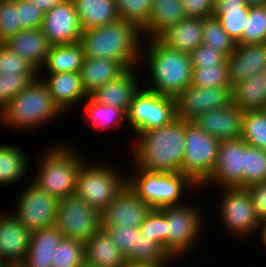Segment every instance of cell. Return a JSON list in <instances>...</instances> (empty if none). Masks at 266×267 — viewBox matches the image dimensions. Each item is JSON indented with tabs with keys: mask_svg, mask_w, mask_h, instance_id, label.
Returning a JSON list of instances; mask_svg holds the SVG:
<instances>
[{
	"mask_svg": "<svg viewBox=\"0 0 266 267\" xmlns=\"http://www.w3.org/2000/svg\"><path fill=\"white\" fill-rule=\"evenodd\" d=\"M140 66L127 69L118 78L96 89L89 96L96 102L114 106L127 113L134 95L141 89L137 70Z\"/></svg>",
	"mask_w": 266,
	"mask_h": 267,
	"instance_id": "21",
	"label": "cell"
},
{
	"mask_svg": "<svg viewBox=\"0 0 266 267\" xmlns=\"http://www.w3.org/2000/svg\"><path fill=\"white\" fill-rule=\"evenodd\" d=\"M23 148L12 144H0V186H9L24 180L29 172L30 160Z\"/></svg>",
	"mask_w": 266,
	"mask_h": 267,
	"instance_id": "32",
	"label": "cell"
},
{
	"mask_svg": "<svg viewBox=\"0 0 266 267\" xmlns=\"http://www.w3.org/2000/svg\"><path fill=\"white\" fill-rule=\"evenodd\" d=\"M22 30L16 0H0V44H4Z\"/></svg>",
	"mask_w": 266,
	"mask_h": 267,
	"instance_id": "43",
	"label": "cell"
},
{
	"mask_svg": "<svg viewBox=\"0 0 266 267\" xmlns=\"http://www.w3.org/2000/svg\"><path fill=\"white\" fill-rule=\"evenodd\" d=\"M245 143L242 138L220 142L217 163L201 189L210 185L218 188H244Z\"/></svg>",
	"mask_w": 266,
	"mask_h": 267,
	"instance_id": "15",
	"label": "cell"
},
{
	"mask_svg": "<svg viewBox=\"0 0 266 267\" xmlns=\"http://www.w3.org/2000/svg\"><path fill=\"white\" fill-rule=\"evenodd\" d=\"M7 267H20V266H11V265H8Z\"/></svg>",
	"mask_w": 266,
	"mask_h": 267,
	"instance_id": "59",
	"label": "cell"
},
{
	"mask_svg": "<svg viewBox=\"0 0 266 267\" xmlns=\"http://www.w3.org/2000/svg\"><path fill=\"white\" fill-rule=\"evenodd\" d=\"M83 31L113 23L119 18L115 0H72Z\"/></svg>",
	"mask_w": 266,
	"mask_h": 267,
	"instance_id": "30",
	"label": "cell"
},
{
	"mask_svg": "<svg viewBox=\"0 0 266 267\" xmlns=\"http://www.w3.org/2000/svg\"><path fill=\"white\" fill-rule=\"evenodd\" d=\"M83 102V118L87 124L94 126L98 131H109L124 126L126 113L114 106L100 104L90 96ZM85 112V113H84Z\"/></svg>",
	"mask_w": 266,
	"mask_h": 267,
	"instance_id": "33",
	"label": "cell"
},
{
	"mask_svg": "<svg viewBox=\"0 0 266 267\" xmlns=\"http://www.w3.org/2000/svg\"><path fill=\"white\" fill-rule=\"evenodd\" d=\"M51 267H82L85 264V243L62 238L54 251Z\"/></svg>",
	"mask_w": 266,
	"mask_h": 267,
	"instance_id": "37",
	"label": "cell"
},
{
	"mask_svg": "<svg viewBox=\"0 0 266 267\" xmlns=\"http://www.w3.org/2000/svg\"><path fill=\"white\" fill-rule=\"evenodd\" d=\"M188 122L176 117L160 128L136 134L130 146L132 164L149 172H181Z\"/></svg>",
	"mask_w": 266,
	"mask_h": 267,
	"instance_id": "1",
	"label": "cell"
},
{
	"mask_svg": "<svg viewBox=\"0 0 266 267\" xmlns=\"http://www.w3.org/2000/svg\"><path fill=\"white\" fill-rule=\"evenodd\" d=\"M261 224L266 222V181L246 187Z\"/></svg>",
	"mask_w": 266,
	"mask_h": 267,
	"instance_id": "51",
	"label": "cell"
},
{
	"mask_svg": "<svg viewBox=\"0 0 266 267\" xmlns=\"http://www.w3.org/2000/svg\"><path fill=\"white\" fill-rule=\"evenodd\" d=\"M144 40L136 24L118 19L82 31L80 43L86 57L116 60L129 69L141 64Z\"/></svg>",
	"mask_w": 266,
	"mask_h": 267,
	"instance_id": "2",
	"label": "cell"
},
{
	"mask_svg": "<svg viewBox=\"0 0 266 267\" xmlns=\"http://www.w3.org/2000/svg\"><path fill=\"white\" fill-rule=\"evenodd\" d=\"M266 181V151L244 144V188Z\"/></svg>",
	"mask_w": 266,
	"mask_h": 267,
	"instance_id": "39",
	"label": "cell"
},
{
	"mask_svg": "<svg viewBox=\"0 0 266 267\" xmlns=\"http://www.w3.org/2000/svg\"><path fill=\"white\" fill-rule=\"evenodd\" d=\"M132 166L135 171L127 174V186L152 209L183 204V195L187 188H190V192L191 188L194 191L196 188L199 190L198 186L181 172H149L139 169L135 164Z\"/></svg>",
	"mask_w": 266,
	"mask_h": 267,
	"instance_id": "6",
	"label": "cell"
},
{
	"mask_svg": "<svg viewBox=\"0 0 266 267\" xmlns=\"http://www.w3.org/2000/svg\"><path fill=\"white\" fill-rule=\"evenodd\" d=\"M63 238L56 225L31 233L27 254L20 267H51L54 251Z\"/></svg>",
	"mask_w": 266,
	"mask_h": 267,
	"instance_id": "25",
	"label": "cell"
},
{
	"mask_svg": "<svg viewBox=\"0 0 266 267\" xmlns=\"http://www.w3.org/2000/svg\"><path fill=\"white\" fill-rule=\"evenodd\" d=\"M12 52L24 58L38 72L43 66L51 44L38 29H23L4 43Z\"/></svg>",
	"mask_w": 266,
	"mask_h": 267,
	"instance_id": "23",
	"label": "cell"
},
{
	"mask_svg": "<svg viewBox=\"0 0 266 267\" xmlns=\"http://www.w3.org/2000/svg\"><path fill=\"white\" fill-rule=\"evenodd\" d=\"M243 114L244 111L231 103L226 107L209 110L191 122L220 141L233 140L241 138Z\"/></svg>",
	"mask_w": 266,
	"mask_h": 267,
	"instance_id": "18",
	"label": "cell"
},
{
	"mask_svg": "<svg viewBox=\"0 0 266 267\" xmlns=\"http://www.w3.org/2000/svg\"><path fill=\"white\" fill-rule=\"evenodd\" d=\"M266 42V6H250L241 37L236 44Z\"/></svg>",
	"mask_w": 266,
	"mask_h": 267,
	"instance_id": "38",
	"label": "cell"
},
{
	"mask_svg": "<svg viewBox=\"0 0 266 267\" xmlns=\"http://www.w3.org/2000/svg\"><path fill=\"white\" fill-rule=\"evenodd\" d=\"M119 18L136 24L141 30L146 26L153 0H115Z\"/></svg>",
	"mask_w": 266,
	"mask_h": 267,
	"instance_id": "42",
	"label": "cell"
},
{
	"mask_svg": "<svg viewBox=\"0 0 266 267\" xmlns=\"http://www.w3.org/2000/svg\"><path fill=\"white\" fill-rule=\"evenodd\" d=\"M33 3V5L45 14L51 9H53L56 5L62 4L67 0H29Z\"/></svg>",
	"mask_w": 266,
	"mask_h": 267,
	"instance_id": "53",
	"label": "cell"
},
{
	"mask_svg": "<svg viewBox=\"0 0 266 267\" xmlns=\"http://www.w3.org/2000/svg\"><path fill=\"white\" fill-rule=\"evenodd\" d=\"M228 78L233 86L251 77L259 69L266 68V42L236 44L235 50L226 57Z\"/></svg>",
	"mask_w": 266,
	"mask_h": 267,
	"instance_id": "22",
	"label": "cell"
},
{
	"mask_svg": "<svg viewBox=\"0 0 266 267\" xmlns=\"http://www.w3.org/2000/svg\"><path fill=\"white\" fill-rule=\"evenodd\" d=\"M185 17L181 0H153L150 17L142 29L144 39L157 38L168 27Z\"/></svg>",
	"mask_w": 266,
	"mask_h": 267,
	"instance_id": "29",
	"label": "cell"
},
{
	"mask_svg": "<svg viewBox=\"0 0 266 267\" xmlns=\"http://www.w3.org/2000/svg\"><path fill=\"white\" fill-rule=\"evenodd\" d=\"M31 232L11 213L0 212V260L19 266L30 244Z\"/></svg>",
	"mask_w": 266,
	"mask_h": 267,
	"instance_id": "19",
	"label": "cell"
},
{
	"mask_svg": "<svg viewBox=\"0 0 266 267\" xmlns=\"http://www.w3.org/2000/svg\"><path fill=\"white\" fill-rule=\"evenodd\" d=\"M250 7L246 0H215V9H241Z\"/></svg>",
	"mask_w": 266,
	"mask_h": 267,
	"instance_id": "52",
	"label": "cell"
},
{
	"mask_svg": "<svg viewBox=\"0 0 266 267\" xmlns=\"http://www.w3.org/2000/svg\"><path fill=\"white\" fill-rule=\"evenodd\" d=\"M40 29L51 45L80 42L83 30L73 1L67 0L45 13Z\"/></svg>",
	"mask_w": 266,
	"mask_h": 267,
	"instance_id": "17",
	"label": "cell"
},
{
	"mask_svg": "<svg viewBox=\"0 0 266 267\" xmlns=\"http://www.w3.org/2000/svg\"><path fill=\"white\" fill-rule=\"evenodd\" d=\"M203 19L185 17L168 27L157 39L167 48L190 54L203 44Z\"/></svg>",
	"mask_w": 266,
	"mask_h": 267,
	"instance_id": "24",
	"label": "cell"
},
{
	"mask_svg": "<svg viewBox=\"0 0 266 267\" xmlns=\"http://www.w3.org/2000/svg\"><path fill=\"white\" fill-rule=\"evenodd\" d=\"M202 35L203 44L223 53L226 57L235 50L236 41L227 34L214 16L203 19Z\"/></svg>",
	"mask_w": 266,
	"mask_h": 267,
	"instance_id": "36",
	"label": "cell"
},
{
	"mask_svg": "<svg viewBox=\"0 0 266 267\" xmlns=\"http://www.w3.org/2000/svg\"><path fill=\"white\" fill-rule=\"evenodd\" d=\"M141 85L126 113V122L134 135L160 128L176 118L175 98L152 92Z\"/></svg>",
	"mask_w": 266,
	"mask_h": 267,
	"instance_id": "11",
	"label": "cell"
},
{
	"mask_svg": "<svg viewBox=\"0 0 266 267\" xmlns=\"http://www.w3.org/2000/svg\"><path fill=\"white\" fill-rule=\"evenodd\" d=\"M139 227H108L101 228L105 230L119 251L127 258L130 251L136 245L137 229Z\"/></svg>",
	"mask_w": 266,
	"mask_h": 267,
	"instance_id": "47",
	"label": "cell"
},
{
	"mask_svg": "<svg viewBox=\"0 0 266 267\" xmlns=\"http://www.w3.org/2000/svg\"><path fill=\"white\" fill-rule=\"evenodd\" d=\"M217 213L220 223L232 237L248 240L261 233L262 224L257 217L250 194L246 188H220ZM222 191V192H221ZM259 231V232H258ZM258 232V233H257ZM234 235V236H233Z\"/></svg>",
	"mask_w": 266,
	"mask_h": 267,
	"instance_id": "9",
	"label": "cell"
},
{
	"mask_svg": "<svg viewBox=\"0 0 266 267\" xmlns=\"http://www.w3.org/2000/svg\"><path fill=\"white\" fill-rule=\"evenodd\" d=\"M16 197V209L11 214L31 233L53 226L58 199L39 189L31 181L24 184Z\"/></svg>",
	"mask_w": 266,
	"mask_h": 267,
	"instance_id": "13",
	"label": "cell"
},
{
	"mask_svg": "<svg viewBox=\"0 0 266 267\" xmlns=\"http://www.w3.org/2000/svg\"><path fill=\"white\" fill-rule=\"evenodd\" d=\"M248 6H266V0H246Z\"/></svg>",
	"mask_w": 266,
	"mask_h": 267,
	"instance_id": "55",
	"label": "cell"
},
{
	"mask_svg": "<svg viewBox=\"0 0 266 267\" xmlns=\"http://www.w3.org/2000/svg\"><path fill=\"white\" fill-rule=\"evenodd\" d=\"M192 68L197 66H209L213 64H222L226 61V56L215 49L201 44L190 54Z\"/></svg>",
	"mask_w": 266,
	"mask_h": 267,
	"instance_id": "49",
	"label": "cell"
},
{
	"mask_svg": "<svg viewBox=\"0 0 266 267\" xmlns=\"http://www.w3.org/2000/svg\"><path fill=\"white\" fill-rule=\"evenodd\" d=\"M139 229L168 253L167 207L152 209Z\"/></svg>",
	"mask_w": 266,
	"mask_h": 267,
	"instance_id": "41",
	"label": "cell"
},
{
	"mask_svg": "<svg viewBox=\"0 0 266 267\" xmlns=\"http://www.w3.org/2000/svg\"><path fill=\"white\" fill-rule=\"evenodd\" d=\"M126 70L116 60L85 57L79 73L83 87L89 96L96 89L118 78Z\"/></svg>",
	"mask_w": 266,
	"mask_h": 267,
	"instance_id": "28",
	"label": "cell"
},
{
	"mask_svg": "<svg viewBox=\"0 0 266 267\" xmlns=\"http://www.w3.org/2000/svg\"><path fill=\"white\" fill-rule=\"evenodd\" d=\"M260 237V242L263 244L264 248L266 249V222H264L262 224V227H261V233L260 235L258 236V238Z\"/></svg>",
	"mask_w": 266,
	"mask_h": 267,
	"instance_id": "54",
	"label": "cell"
},
{
	"mask_svg": "<svg viewBox=\"0 0 266 267\" xmlns=\"http://www.w3.org/2000/svg\"><path fill=\"white\" fill-rule=\"evenodd\" d=\"M191 85L207 88L232 86L228 78L227 62L193 68Z\"/></svg>",
	"mask_w": 266,
	"mask_h": 267,
	"instance_id": "40",
	"label": "cell"
},
{
	"mask_svg": "<svg viewBox=\"0 0 266 267\" xmlns=\"http://www.w3.org/2000/svg\"><path fill=\"white\" fill-rule=\"evenodd\" d=\"M220 140L189 121L186 124L185 153L181 173L200 187L208 180L218 158Z\"/></svg>",
	"mask_w": 266,
	"mask_h": 267,
	"instance_id": "10",
	"label": "cell"
},
{
	"mask_svg": "<svg viewBox=\"0 0 266 267\" xmlns=\"http://www.w3.org/2000/svg\"><path fill=\"white\" fill-rule=\"evenodd\" d=\"M82 267H91V266H88V265L84 264Z\"/></svg>",
	"mask_w": 266,
	"mask_h": 267,
	"instance_id": "58",
	"label": "cell"
},
{
	"mask_svg": "<svg viewBox=\"0 0 266 267\" xmlns=\"http://www.w3.org/2000/svg\"><path fill=\"white\" fill-rule=\"evenodd\" d=\"M152 207L128 186L101 212V228L140 227Z\"/></svg>",
	"mask_w": 266,
	"mask_h": 267,
	"instance_id": "16",
	"label": "cell"
},
{
	"mask_svg": "<svg viewBox=\"0 0 266 267\" xmlns=\"http://www.w3.org/2000/svg\"><path fill=\"white\" fill-rule=\"evenodd\" d=\"M140 60L151 80L150 86L143 87L152 92L175 98L191 85L193 68L186 52L167 48L157 38H149L144 40Z\"/></svg>",
	"mask_w": 266,
	"mask_h": 267,
	"instance_id": "3",
	"label": "cell"
},
{
	"mask_svg": "<svg viewBox=\"0 0 266 267\" xmlns=\"http://www.w3.org/2000/svg\"><path fill=\"white\" fill-rule=\"evenodd\" d=\"M232 103V86H188L175 97L176 117L192 121L197 116Z\"/></svg>",
	"mask_w": 266,
	"mask_h": 267,
	"instance_id": "14",
	"label": "cell"
},
{
	"mask_svg": "<svg viewBox=\"0 0 266 267\" xmlns=\"http://www.w3.org/2000/svg\"><path fill=\"white\" fill-rule=\"evenodd\" d=\"M19 6V22L22 29H38L42 26L44 14L29 0H16Z\"/></svg>",
	"mask_w": 266,
	"mask_h": 267,
	"instance_id": "48",
	"label": "cell"
},
{
	"mask_svg": "<svg viewBox=\"0 0 266 267\" xmlns=\"http://www.w3.org/2000/svg\"><path fill=\"white\" fill-rule=\"evenodd\" d=\"M241 138L248 145L266 151V109L244 112Z\"/></svg>",
	"mask_w": 266,
	"mask_h": 267,
	"instance_id": "35",
	"label": "cell"
},
{
	"mask_svg": "<svg viewBox=\"0 0 266 267\" xmlns=\"http://www.w3.org/2000/svg\"><path fill=\"white\" fill-rule=\"evenodd\" d=\"M192 204L167 206L168 254L176 261L190 254L204 236V212Z\"/></svg>",
	"mask_w": 266,
	"mask_h": 267,
	"instance_id": "8",
	"label": "cell"
},
{
	"mask_svg": "<svg viewBox=\"0 0 266 267\" xmlns=\"http://www.w3.org/2000/svg\"><path fill=\"white\" fill-rule=\"evenodd\" d=\"M85 264L91 267H127L126 257L109 234L100 229L85 243Z\"/></svg>",
	"mask_w": 266,
	"mask_h": 267,
	"instance_id": "26",
	"label": "cell"
},
{
	"mask_svg": "<svg viewBox=\"0 0 266 267\" xmlns=\"http://www.w3.org/2000/svg\"><path fill=\"white\" fill-rule=\"evenodd\" d=\"M173 263L171 264H161V265H130L128 264L127 267H171L169 265H172Z\"/></svg>",
	"mask_w": 266,
	"mask_h": 267,
	"instance_id": "56",
	"label": "cell"
},
{
	"mask_svg": "<svg viewBox=\"0 0 266 267\" xmlns=\"http://www.w3.org/2000/svg\"><path fill=\"white\" fill-rule=\"evenodd\" d=\"M232 103L244 112L266 109V68L232 86Z\"/></svg>",
	"mask_w": 266,
	"mask_h": 267,
	"instance_id": "27",
	"label": "cell"
},
{
	"mask_svg": "<svg viewBox=\"0 0 266 267\" xmlns=\"http://www.w3.org/2000/svg\"><path fill=\"white\" fill-rule=\"evenodd\" d=\"M186 17L209 18L214 14L215 0H181Z\"/></svg>",
	"mask_w": 266,
	"mask_h": 267,
	"instance_id": "50",
	"label": "cell"
},
{
	"mask_svg": "<svg viewBox=\"0 0 266 267\" xmlns=\"http://www.w3.org/2000/svg\"><path fill=\"white\" fill-rule=\"evenodd\" d=\"M38 77L47 85L54 104L64 115L88 98L79 72L44 73Z\"/></svg>",
	"mask_w": 266,
	"mask_h": 267,
	"instance_id": "20",
	"label": "cell"
},
{
	"mask_svg": "<svg viewBox=\"0 0 266 267\" xmlns=\"http://www.w3.org/2000/svg\"><path fill=\"white\" fill-rule=\"evenodd\" d=\"M47 148L40 154L31 182L58 200L75 194L79 169L87 159L69 143L60 142Z\"/></svg>",
	"mask_w": 266,
	"mask_h": 267,
	"instance_id": "5",
	"label": "cell"
},
{
	"mask_svg": "<svg viewBox=\"0 0 266 267\" xmlns=\"http://www.w3.org/2000/svg\"><path fill=\"white\" fill-rule=\"evenodd\" d=\"M7 266L8 265L4 261L0 260V267H7Z\"/></svg>",
	"mask_w": 266,
	"mask_h": 267,
	"instance_id": "57",
	"label": "cell"
},
{
	"mask_svg": "<svg viewBox=\"0 0 266 267\" xmlns=\"http://www.w3.org/2000/svg\"><path fill=\"white\" fill-rule=\"evenodd\" d=\"M63 238L86 243L101 229L100 211L75 194L59 199L55 224Z\"/></svg>",
	"mask_w": 266,
	"mask_h": 267,
	"instance_id": "12",
	"label": "cell"
},
{
	"mask_svg": "<svg viewBox=\"0 0 266 267\" xmlns=\"http://www.w3.org/2000/svg\"><path fill=\"white\" fill-rule=\"evenodd\" d=\"M89 162L79 169L75 195L101 212L127 186V175L106 161Z\"/></svg>",
	"mask_w": 266,
	"mask_h": 267,
	"instance_id": "7",
	"label": "cell"
},
{
	"mask_svg": "<svg viewBox=\"0 0 266 267\" xmlns=\"http://www.w3.org/2000/svg\"><path fill=\"white\" fill-rule=\"evenodd\" d=\"M0 74H38V71L5 44H0Z\"/></svg>",
	"mask_w": 266,
	"mask_h": 267,
	"instance_id": "46",
	"label": "cell"
},
{
	"mask_svg": "<svg viewBox=\"0 0 266 267\" xmlns=\"http://www.w3.org/2000/svg\"><path fill=\"white\" fill-rule=\"evenodd\" d=\"M63 115L54 104L47 85L37 77L3 107L0 126L15 131H36Z\"/></svg>",
	"mask_w": 266,
	"mask_h": 267,
	"instance_id": "4",
	"label": "cell"
},
{
	"mask_svg": "<svg viewBox=\"0 0 266 267\" xmlns=\"http://www.w3.org/2000/svg\"><path fill=\"white\" fill-rule=\"evenodd\" d=\"M175 262L169 254L153 238L143 234L137 229L136 245L130 251L126 258L130 265H161Z\"/></svg>",
	"mask_w": 266,
	"mask_h": 267,
	"instance_id": "34",
	"label": "cell"
},
{
	"mask_svg": "<svg viewBox=\"0 0 266 267\" xmlns=\"http://www.w3.org/2000/svg\"><path fill=\"white\" fill-rule=\"evenodd\" d=\"M37 77L38 74H0V111Z\"/></svg>",
	"mask_w": 266,
	"mask_h": 267,
	"instance_id": "45",
	"label": "cell"
},
{
	"mask_svg": "<svg viewBox=\"0 0 266 267\" xmlns=\"http://www.w3.org/2000/svg\"><path fill=\"white\" fill-rule=\"evenodd\" d=\"M249 14V7L241 9H214L213 16L216 17L222 28L235 41L241 35Z\"/></svg>",
	"mask_w": 266,
	"mask_h": 267,
	"instance_id": "44",
	"label": "cell"
},
{
	"mask_svg": "<svg viewBox=\"0 0 266 267\" xmlns=\"http://www.w3.org/2000/svg\"><path fill=\"white\" fill-rule=\"evenodd\" d=\"M80 42L73 44L51 45L46 60L38 74L80 72L85 59Z\"/></svg>",
	"mask_w": 266,
	"mask_h": 267,
	"instance_id": "31",
	"label": "cell"
}]
</instances>
